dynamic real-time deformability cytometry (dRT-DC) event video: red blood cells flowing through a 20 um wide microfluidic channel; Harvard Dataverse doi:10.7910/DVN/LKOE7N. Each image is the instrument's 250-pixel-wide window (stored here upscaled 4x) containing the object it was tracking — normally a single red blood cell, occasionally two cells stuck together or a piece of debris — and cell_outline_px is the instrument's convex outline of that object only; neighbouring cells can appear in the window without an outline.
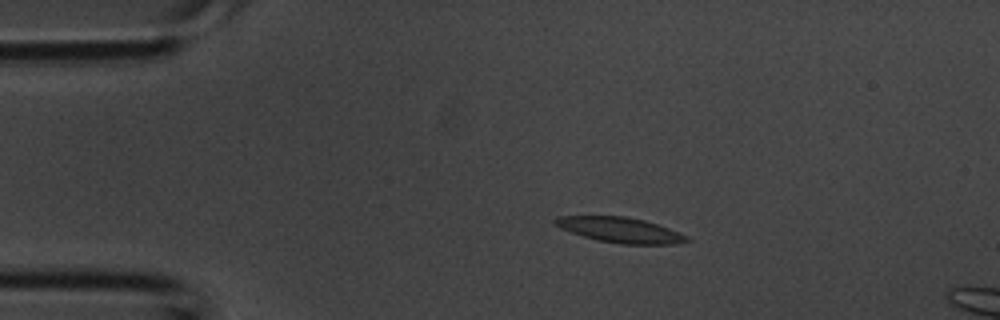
{"species": "common noctule bat (a hibernating species)", "species_latin": "Nyctalus noctula", "temperature_condition": "room temperature", "stored_images_in_passage": 3, "camera_frame_rate_fps": 3000, "um_per_image_px": 0.085, "animal": {"sex": "male", "body_mass_g": 20.1, "forearm_length_mm": 53.5}, "frame": {"image": 1, "passage_image": 2, "time_ms": 0.333, "image_size_px": [1000, 320], "cell_outline_px": [[692, 240], [672, 244], [620, 244], [596, 240], [560, 228], [552, 220], [556, 216], [624, 216], [644, 220], [668, 228], [688, 236]], "centroid_in_image_um": [52.71, 19.54], "position_along_channel_um": 32.3, "area_um2": 19.25}}